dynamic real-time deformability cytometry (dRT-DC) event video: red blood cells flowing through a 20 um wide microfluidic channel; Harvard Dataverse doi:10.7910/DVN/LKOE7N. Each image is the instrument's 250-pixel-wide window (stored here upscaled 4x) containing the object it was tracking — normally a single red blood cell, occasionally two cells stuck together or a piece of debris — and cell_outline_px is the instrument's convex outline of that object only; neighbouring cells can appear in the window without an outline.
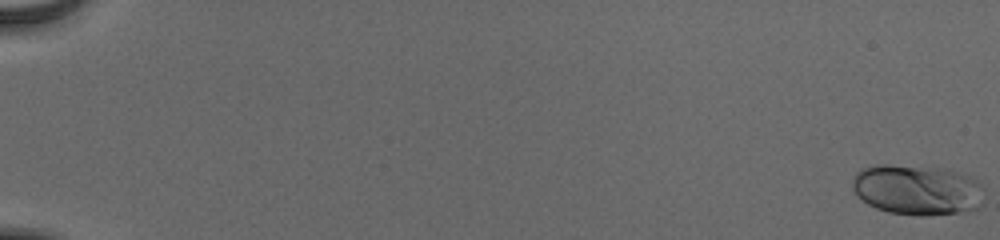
{"species": "human", "species_latin": "Homo sapiens", "temperature_condition": "cold", "stored_images_in_passage": 56, "camera_frame_rate_fps": 3000, "um_per_image_px": 0.085, "donor": {"sex": "male"}, "frame": {"image": 1, "passage_image": 1, "time_ms": 0.0, "image_size_px": [1000, 240], "cell_outline_px": [[984, 204], [976, 208], [956, 212], [924, 216], [920, 216], [888, 212], [876, 208], [868, 204], [852, 188], [852, 176], [856, 172], [864, 168], [876, 164], [884, 164], [948, 168], [976, 176], [984, 188]], "centroid_in_image_um": [78.03, 16.1], "position_along_channel_um": 7.0, "area_um2": 39.42}}
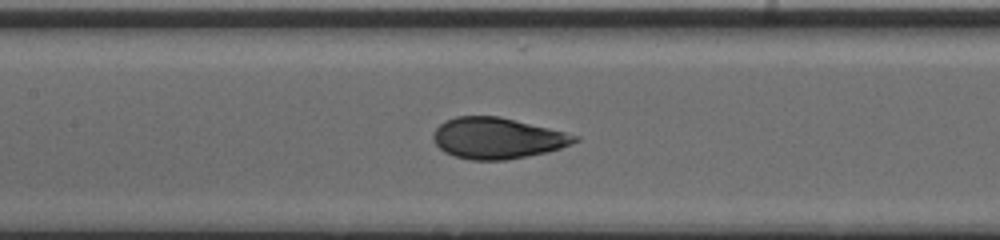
{"frame": {"image": 2, "passage_image": 30, "time_ms": 9.667, "image_size_px": [1000, 240], "cell_outline_px": [[580, 140], [572, 144], [560, 148], [544, 152], [504, 160], [472, 160], [456, 156], [444, 152], [436, 144], [432, 136], [436, 128], [444, 120], [456, 116], [500, 116], [580, 136]], "centroid_in_image_um": [42.25, 11.73], "position_along_channel_um": 165.1, "area_um2": 33.58}}
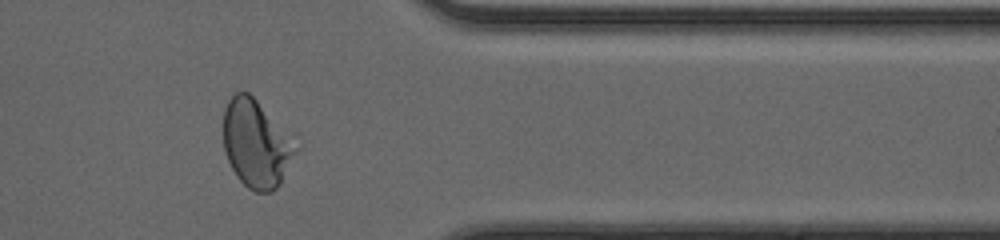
{"frame": {"image": 3, "passage_image": 48, "time_ms": 15.667, "image_size_px": [1000, 240], "cell_outline_px": [[300, 148], [280, 184], [272, 192], [256, 192], [248, 188], [236, 176], [228, 160], [224, 148], [224, 108], [228, 100], [236, 92], [248, 92], [296, 132]], "centroid_in_image_um": [21.89, 12.17], "position_along_channel_um": 389.5, "area_um2": 38.55}, "authors_computed_cell_mechanics": {"area_um2": 33.9864, "velocity_mm_per_s": 3.8799, "shape_relaxation_time_tau1_ms": 4.2763, "shape_relaxation_time_tau2_ms": null, "deformation_change_tau1": 0.1701, "deformation_change_tau2": null}}